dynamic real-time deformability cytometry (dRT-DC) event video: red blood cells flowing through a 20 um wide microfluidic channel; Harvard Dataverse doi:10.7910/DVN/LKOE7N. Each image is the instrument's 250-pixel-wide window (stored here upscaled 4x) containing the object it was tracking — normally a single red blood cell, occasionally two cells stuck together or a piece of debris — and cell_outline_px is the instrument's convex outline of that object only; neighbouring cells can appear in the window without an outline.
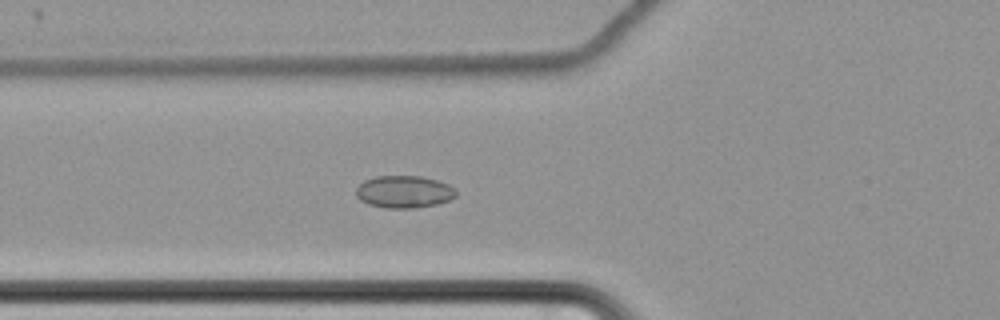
{"species": "common noctule bat (a hibernating species)", "species_latin": "Nyctalus noctula", "temperature_condition": "cold", "stored_images_in_passage": 66, "camera_frame_rate_fps": 3000, "um_per_image_px": 0.085, "animal": {"sex": "female", "body_mass_g": 22.7, "forearm_length_mm": 54.2}, "frame": {"image": 1, "passage_image": 29, "time_ms": 9.333, "image_size_px": [1000, 320], "cell_outline_px": [[456, 196], [452, 200], [436, 204], [416, 208], [384, 208], [368, 204], [360, 200], [356, 196], [356, 188], [364, 180], [376, 176], [420, 176], [436, 180], [448, 184], [456, 188]], "centroid_in_image_um": [34.35, 16.31], "position_along_channel_um": 91.4, "area_um2": 19.02}}
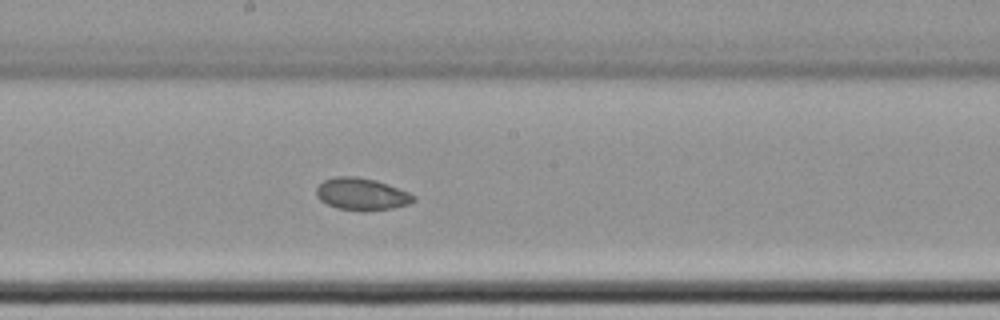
{"frame": {"image": 2, "passage_image": 40, "time_ms": 13.0, "image_size_px": [1000, 320], "cell_outline_px": [[416, 200], [408, 204], [392, 208], [364, 212], [340, 208], [328, 204], [320, 200], [316, 196], [316, 188], [324, 180], [332, 176], [356, 176], [376, 180], [408, 192], [416, 196]], "centroid_in_image_um": [30.73, 16.5], "position_along_channel_um": 217.5, "area_um2": 18.26}}
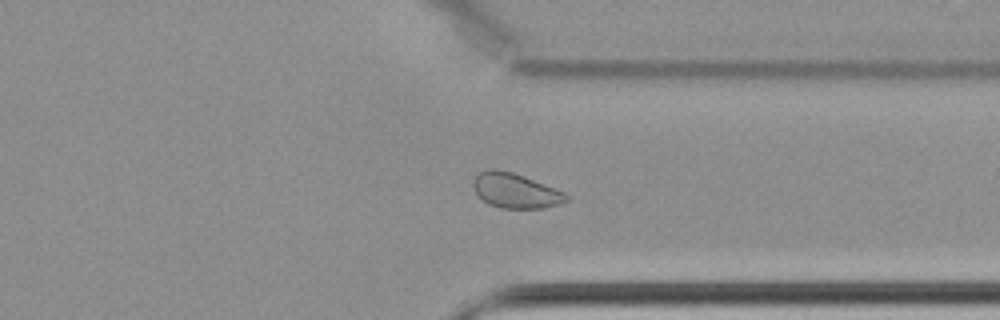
{"frame": {"image": 3, "passage_image": 53, "time_ms": 17.333, "image_size_px": [1000, 320], "cell_outline_px": [[572, 196], [568, 200], [544, 208], [500, 208], [488, 204], [476, 192], [472, 184], [476, 176], [480, 172], [488, 168], [496, 168], [512, 172], [524, 176], [564, 192]], "centroid_in_image_um": [43.81, 16.2], "position_along_channel_um": 367.6, "area_um2": 18.79}, "authors_computed_cell_mechanics": {"area_um2": 19.6231, "velocity_mm_per_s": 3.4436, "shape_relaxation_time_tau1_ms": null, "shape_relaxation_time_tau2_ms": 3.3788, "deformation_change_tau1": null, "deformation_change_tau2": 0.0463}}